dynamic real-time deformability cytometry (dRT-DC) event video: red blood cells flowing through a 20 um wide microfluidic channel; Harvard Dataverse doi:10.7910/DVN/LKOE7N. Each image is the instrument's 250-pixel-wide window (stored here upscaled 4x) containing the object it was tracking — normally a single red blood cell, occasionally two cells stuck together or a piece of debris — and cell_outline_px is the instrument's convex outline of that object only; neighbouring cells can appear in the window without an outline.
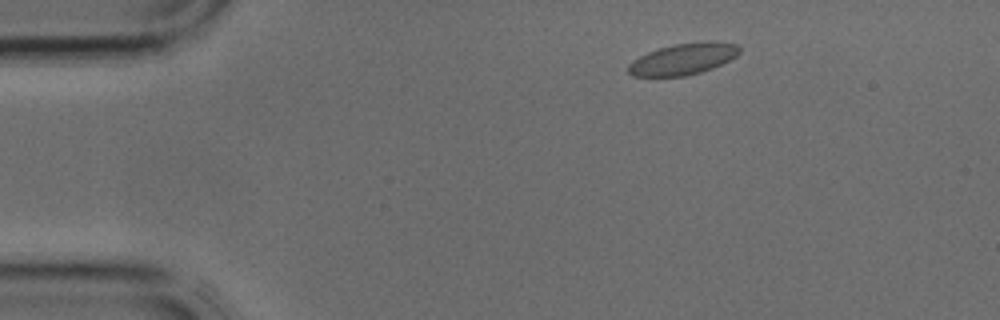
{"species": "common noctule bat (a hibernating species)", "species_latin": "Nyctalus noctula", "temperature_condition": "cold", "stored_images_in_passage": 2, "camera_frame_rate_fps": 3000, "um_per_image_px": 0.085, "animal": {"sex": "male", "body_mass_g": 17.9, "forearm_length_mm": 54.2}, "frame": {"image": 1, "passage_image": 2, "time_ms": 0.333, "image_size_px": [1000, 320], "cell_outline_px": [[740, 52], [736, 56], [712, 68], [700, 72], [684, 76], [632, 76], [628, 72], [628, 64], [632, 60], [648, 52], [660, 48], [676, 44], [736, 44], [740, 48]], "centroid_in_image_um": [57.97, 5.07], "position_along_channel_um": 27.0, "area_um2": 19.31}}